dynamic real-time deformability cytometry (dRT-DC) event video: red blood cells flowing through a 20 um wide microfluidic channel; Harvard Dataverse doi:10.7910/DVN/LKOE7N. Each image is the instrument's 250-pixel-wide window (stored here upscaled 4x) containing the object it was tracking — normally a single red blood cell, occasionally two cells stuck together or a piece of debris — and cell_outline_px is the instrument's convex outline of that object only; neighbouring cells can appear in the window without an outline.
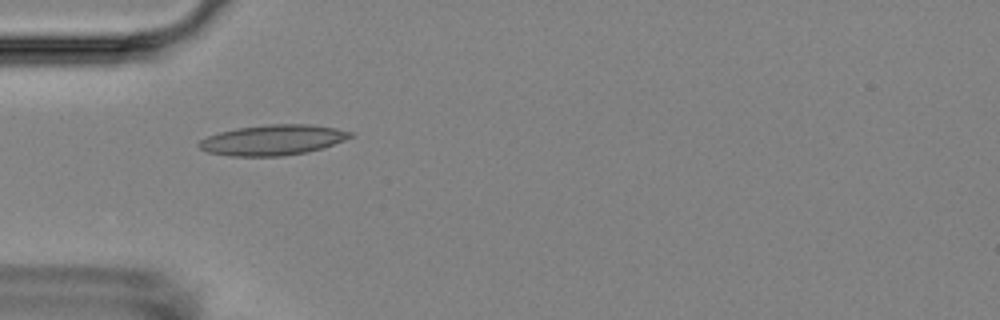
{"species": "Egyptian fruit bat (a non-hibernating species)", "species_latin": "Rousettus aegyptiacus", "temperature_condition": "room temperature", "stored_images_in_passage": 5, "camera_frame_rate_fps": 3000, "um_per_image_px": 0.085, "animal": {"sex": "female"}, "frame": {"image": 1, "passage_image": 4, "time_ms": 3.667, "image_size_px": [1000, 320], "cell_outline_px": [[352, 136], [344, 140], [308, 152], [284, 156], [232, 156], [208, 152], [200, 148], [196, 144], [200, 140], [208, 136], [220, 132], [236, 128], [268, 124], [308, 124], [336, 128], [352, 132]], "centroid_in_image_um": [23.16, 11.9], "position_along_channel_um": 61.8, "area_um2": 26.65}}
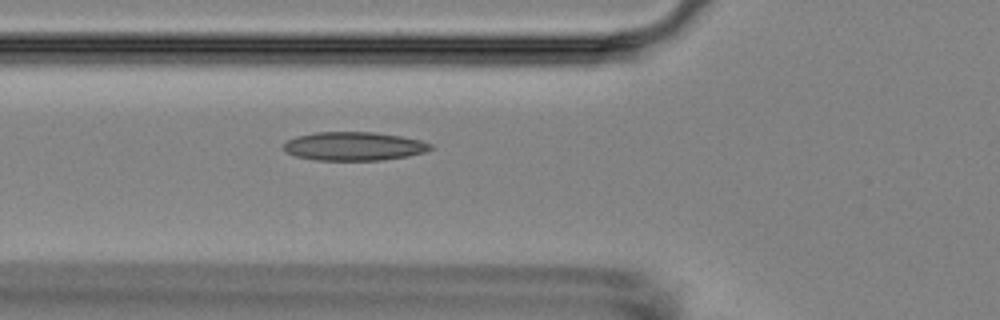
{"frame": {"image": 2, "passage_image": 5, "time_ms": 4.667, "image_size_px": [1000, 320], "cell_outline_px": [[432, 148], [424, 152], [408, 156], [384, 160], [312, 160], [296, 156], [284, 152], [284, 144], [288, 140], [296, 136], [316, 132], [372, 132], [400, 136], [420, 140], [432, 144]], "centroid_in_image_um": [30.06, 12.43], "position_along_channel_um": 95.7, "area_um2": 24.51}}